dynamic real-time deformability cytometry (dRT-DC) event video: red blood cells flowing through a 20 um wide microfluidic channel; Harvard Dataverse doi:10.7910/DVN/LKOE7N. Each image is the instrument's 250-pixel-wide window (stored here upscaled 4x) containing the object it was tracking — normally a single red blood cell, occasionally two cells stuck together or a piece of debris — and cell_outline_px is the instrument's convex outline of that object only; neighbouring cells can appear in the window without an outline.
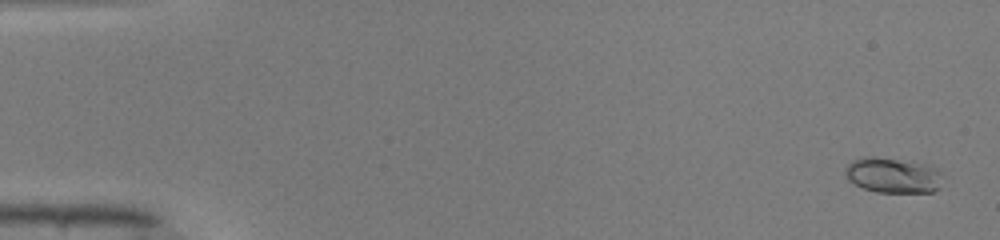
{"species": "common noctule bat (a hibernating species)", "species_latin": "Nyctalus noctula", "temperature_condition": "warm", "stored_images_in_passage": 50, "camera_frame_rate_fps": 3000, "um_per_image_px": 0.085, "animal": {"sex": "male", "body_mass_g": 19.0, "forearm_length_mm": 50.8}, "frame": {"image": 1, "passage_image": 2, "time_ms": 0.333, "image_size_px": [1000, 240], "cell_outline_px": [[940, 188], [932, 192], [876, 192], [864, 188], [848, 180], [844, 176], [844, 168], [852, 160], [864, 156], [872, 156], [932, 164], [940, 168]], "centroid_in_image_um": [75.9, 14.88], "position_along_channel_um": 9.1, "area_um2": 20.4}}
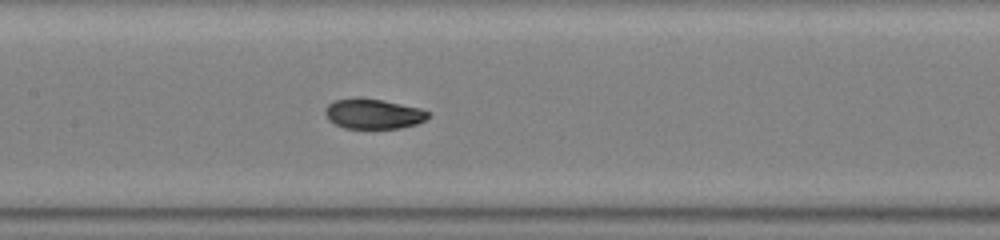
{"frame": {"image": 2, "passage_image": 25, "time_ms": 8.0, "image_size_px": [1000, 240], "cell_outline_px": [[428, 116], [424, 120], [416, 124], [400, 128], [344, 128], [328, 120], [324, 112], [324, 108], [328, 104], [336, 100], [360, 96], [420, 108], [428, 112]], "centroid_in_image_um": [31.67, 9.66], "position_along_channel_um": 175.7, "area_um2": 17.98}}
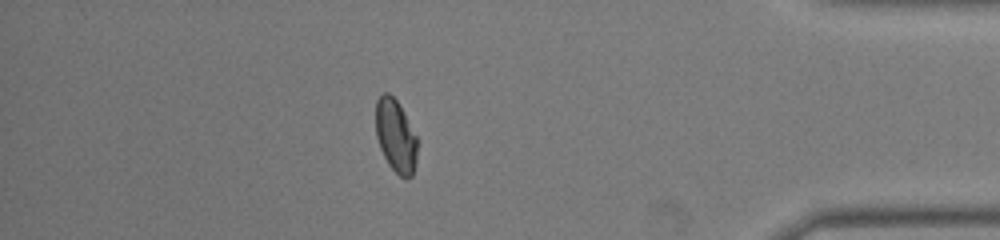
{"frame": {"image": 3, "passage_image": 44, "time_ms": 14.333, "image_size_px": [1000, 240], "cell_outline_px": [[416, 164], [412, 176], [400, 176], [388, 164], [380, 148], [376, 136], [376, 100], [384, 92], [388, 92], [396, 100], [416, 136]], "centroid_in_image_um": [33.61, 11.55], "position_along_channel_um": 401.6, "area_um2": 17.22}, "authors_computed_cell_mechanics": {"area_um2": 18.1492, "velocity_mm_per_s": 4.1243, "shape_relaxation_time_tau1_ms": 4.2069, "shape_relaxation_time_tau2_ms": 0.9793, "deformation_change_tau1": 0.1654, "deformation_change_tau2": 0.0332}}